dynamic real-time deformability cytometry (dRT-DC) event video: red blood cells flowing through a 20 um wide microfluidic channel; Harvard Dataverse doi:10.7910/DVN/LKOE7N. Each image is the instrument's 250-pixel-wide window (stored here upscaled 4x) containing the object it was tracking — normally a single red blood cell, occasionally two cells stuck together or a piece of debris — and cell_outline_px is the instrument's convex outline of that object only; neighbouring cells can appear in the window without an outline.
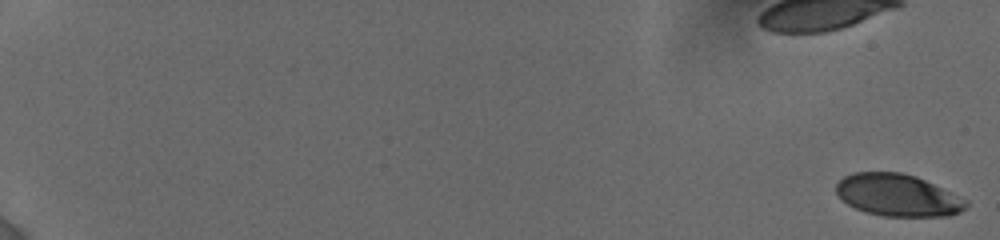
{"species": "human", "species_latin": "Homo sapiens", "temperature_condition": "cold", "stored_images_in_passage": 76, "camera_frame_rate_fps": 3000, "um_per_image_px": 0.085, "donor": {"sex": "female"}, "frame": {"image": 1, "passage_image": 1, "time_ms": 0.0, "image_size_px": [1000, 240], "cell_outline_px": [[968, 204], [960, 212], [948, 216], [884, 216], [864, 212], [848, 204], [836, 192], [836, 184], [844, 176], [852, 172], [900, 172], [916, 176], [968, 200]], "centroid_in_image_um": [76.3, 16.59], "position_along_channel_um": 8.7, "area_um2": 31.73}}
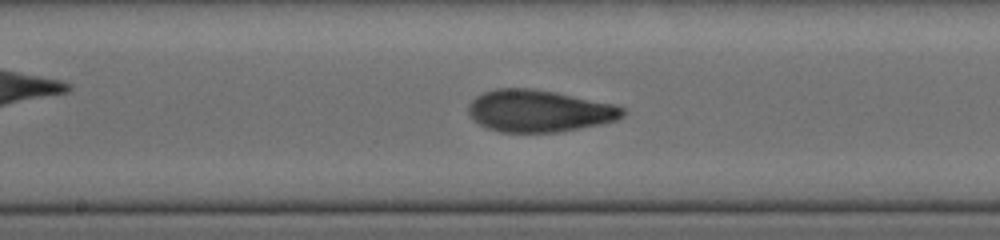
{"frame": {"image": 2, "passage_image": 40, "time_ms": 11.0, "image_size_px": [1000, 240], "cell_outline_px": [[628, 112], [624, 116], [616, 120], [600, 124], [564, 132], [500, 132], [488, 128], [480, 124], [468, 112], [468, 108], [472, 100], [476, 96], [484, 92], [496, 88], [528, 88], [556, 92], [616, 104], [624, 108]], "centroid_in_image_um": [45.88, 9.43], "position_along_channel_um": 202.3, "area_um2": 37.92}}
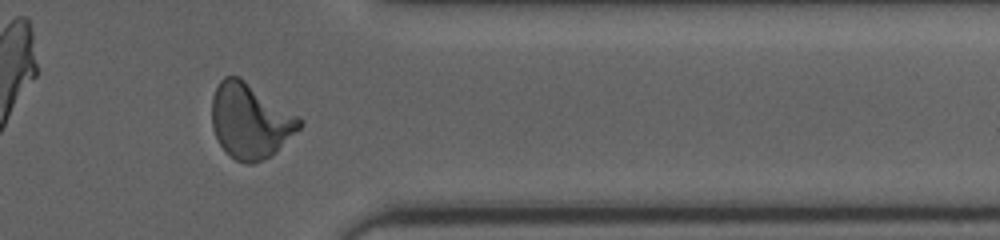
{"frame": {"image": 3, "passage_image": 60, "time_ms": 16.0, "image_size_px": [1000, 240], "cell_outline_px": [[304, 124], [272, 156], [264, 160], [252, 164], [244, 164], [236, 160], [220, 144], [212, 128], [212, 96], [220, 80], [224, 76], [240, 76], [300, 116], [304, 120]], "centroid_in_image_um": [21.3, 10.26], "position_along_channel_um": 390.1, "area_um2": 38.67}, "authors_computed_cell_mechanics": {"area_um2": 35.6337, "velocity_mm_per_s": 3.8521, "shape_relaxation_time_tau1_ms": 5.3896, "shape_relaxation_time_tau2_ms": 1.4223, "deformation_change_tau1": 0.2078, "deformation_change_tau2": 0.083}}